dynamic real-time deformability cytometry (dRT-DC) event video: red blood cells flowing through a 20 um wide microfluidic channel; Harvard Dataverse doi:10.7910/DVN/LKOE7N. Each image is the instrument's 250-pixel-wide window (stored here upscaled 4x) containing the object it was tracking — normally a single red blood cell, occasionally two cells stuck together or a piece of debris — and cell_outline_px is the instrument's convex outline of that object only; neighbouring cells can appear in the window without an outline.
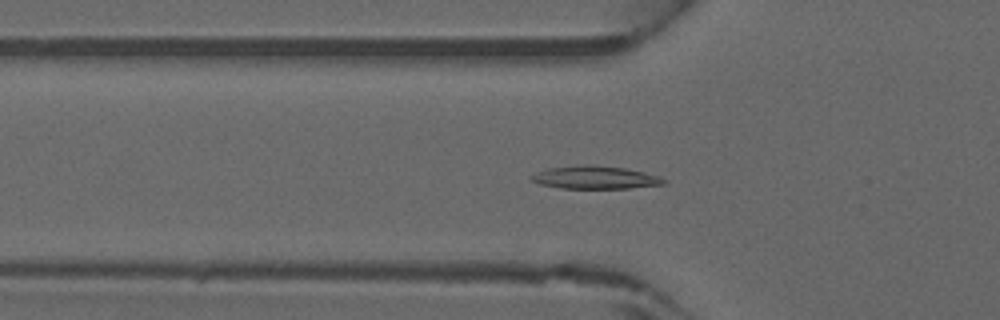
{"species": "common noctule bat (a hibernating species)", "species_latin": "Nyctalus noctula", "temperature_condition": "warm", "stored_images_in_passage": 46, "camera_frame_rate_fps": 3000, "um_per_image_px": 0.085, "animal": {"sex": "male", "forearm_length_mm": 52.5}, "frame": {"image": 1, "passage_image": 16, "time_ms": 5.0, "image_size_px": [1000, 320], "cell_outline_px": [[668, 184], [628, 188], [560, 188], [540, 184], [532, 180], [528, 176], [536, 172], [548, 168], [580, 164], [588, 164], [624, 168], [644, 172], [668, 180]], "centroid_in_image_um": [50.57, 15.08], "position_along_channel_um": 75.2, "area_um2": 17.74}}
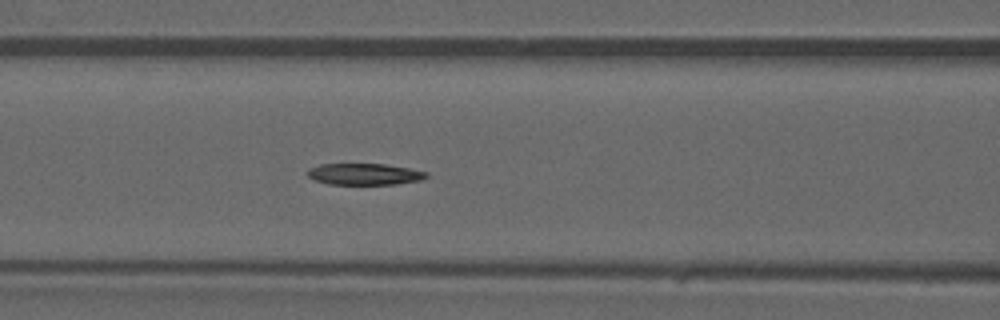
{"frame": {"image": 2, "passage_image": 20, "time_ms": 6.333, "image_size_px": [1000, 320], "cell_outline_px": [[428, 176], [420, 180], [396, 184], [328, 184], [312, 180], [308, 176], [308, 168], [320, 164], [384, 164], [408, 168], [428, 172]], "centroid_in_image_um": [30.94, 14.8], "position_along_channel_um": 135.7, "area_um2": 14.85}}
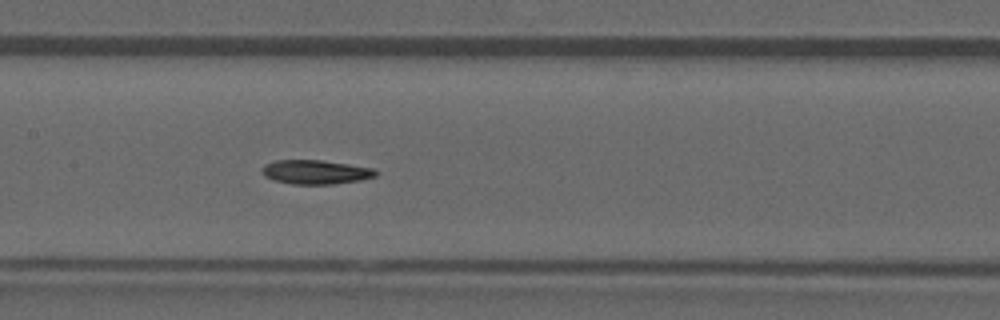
{"frame": {"image": 3, "passage_image": 23, "time_ms": 7.333, "image_size_px": [1000, 320], "cell_outline_px": [[380, 172], [376, 176], [360, 180], [332, 184], [292, 184], [272, 180], [264, 176], [264, 164], [276, 160], [320, 160], [348, 164], [372, 168]], "centroid_in_image_um": [26.84, 14.62], "position_along_channel_um": 180.6, "area_um2": 15.9}}